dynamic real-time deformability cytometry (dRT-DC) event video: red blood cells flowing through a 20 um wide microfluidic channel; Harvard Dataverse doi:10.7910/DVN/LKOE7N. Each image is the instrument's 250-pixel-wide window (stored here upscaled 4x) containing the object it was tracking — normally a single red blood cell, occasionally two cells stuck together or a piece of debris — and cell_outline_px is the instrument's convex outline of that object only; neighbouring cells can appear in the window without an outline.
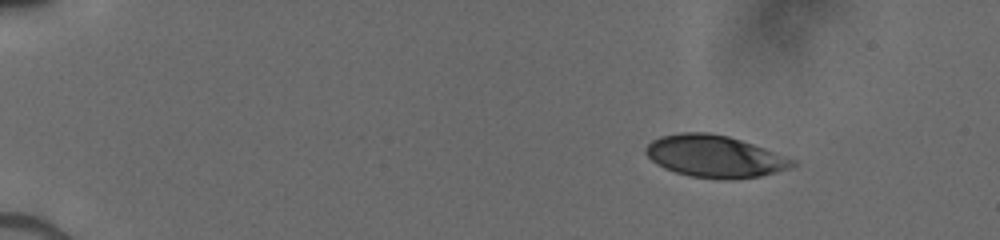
{"species": "human", "species_latin": "Homo sapiens", "temperature_condition": "cold", "stored_images_in_passage": 31, "camera_frame_rate_fps": 3000, "um_per_image_px": 0.085, "donor": {"sex": "male"}, "frame": {"image": 1, "passage_image": 1, "time_ms": 0.0, "image_size_px": [1000, 240], "cell_outline_px": [[796, 164], [792, 168], [760, 176], [736, 180], [720, 180], [688, 176], [664, 168], [656, 164], [644, 152], [644, 148], [652, 140], [660, 136], [680, 132], [708, 132], [728, 136], [764, 148], [796, 160]], "centroid_in_image_um": [60.74, 13.3], "position_along_channel_um": 24.3, "area_um2": 36.24}}
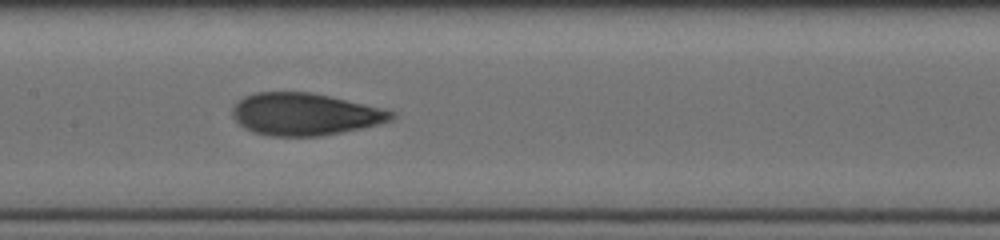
{"frame": {"image": 2, "passage_image": 14, "time_ms": 6.667, "image_size_px": [1000, 240], "cell_outline_px": [[396, 116], [392, 120], [360, 128], [320, 136], [272, 136], [252, 132], [244, 128], [232, 116], [232, 108], [244, 96], [256, 92], [312, 92], [364, 104], [396, 112]], "centroid_in_image_um": [25.88, 9.7], "position_along_channel_um": 181.5, "area_um2": 38.84}}
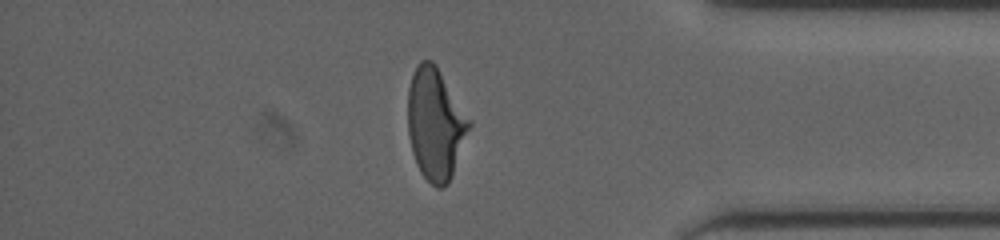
{"frame": {"image": 3, "passage_image": 25, "time_ms": 12.333, "image_size_px": [1000, 240], "cell_outline_px": [[472, 124], [452, 176], [448, 184], [440, 188], [436, 188], [420, 172], [416, 164], [412, 152], [408, 132], [408, 88], [412, 76], [420, 60], [432, 60], [436, 64], [472, 120]], "centroid_in_image_um": [37.03, 10.53], "position_along_channel_um": 398.2, "area_um2": 40.17}}